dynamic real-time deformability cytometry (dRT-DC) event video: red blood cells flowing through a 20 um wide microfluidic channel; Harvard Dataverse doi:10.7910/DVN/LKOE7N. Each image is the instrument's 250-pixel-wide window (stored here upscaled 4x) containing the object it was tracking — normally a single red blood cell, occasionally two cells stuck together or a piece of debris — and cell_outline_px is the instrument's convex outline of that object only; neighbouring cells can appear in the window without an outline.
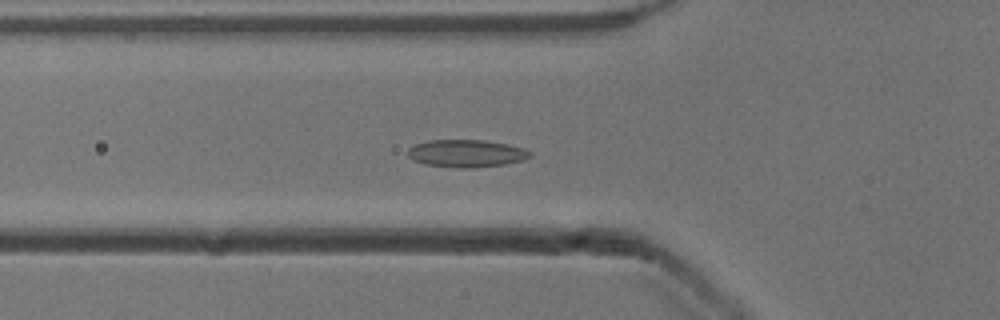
{"species": "common noctule bat (a hibernating species)", "species_latin": "Nyctalus noctula", "temperature_condition": "cold", "stored_images_in_passage": 40, "camera_frame_rate_fps": 3000, "um_per_image_px": 0.085, "animal": {"sex": "male", "body_mass_g": 13.3}, "frame": {"image": 1, "passage_image": 11, "time_ms": 3.333, "image_size_px": [1000, 320], "cell_outline_px": [[532, 156], [524, 160], [504, 164], [476, 168], [456, 168], [424, 164], [412, 160], [408, 156], [408, 148], [416, 144], [428, 140], [484, 140], [508, 144], [524, 148], [532, 152]], "centroid_in_image_um": [39.65, 13.04], "position_along_channel_um": 86.1, "area_um2": 19.83}}
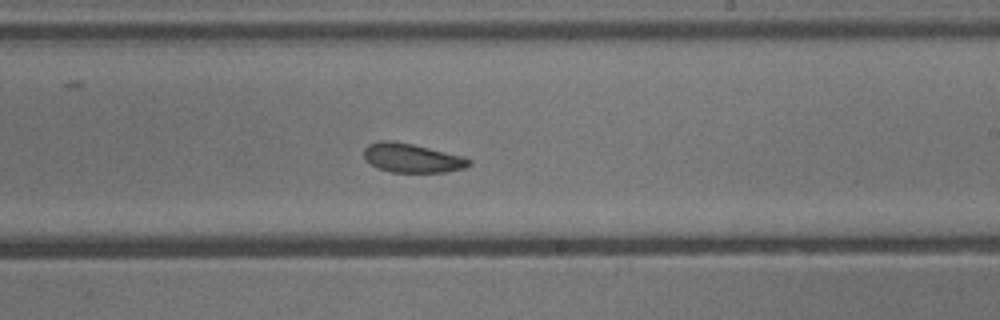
{"frame": {"image": 2, "passage_image": 24, "time_ms": 7.667, "image_size_px": [1000, 320], "cell_outline_px": [[472, 164], [464, 168], [444, 172], [392, 172], [376, 168], [364, 160], [364, 148], [368, 144], [380, 140], [392, 140], [412, 144], [464, 156], [472, 160]], "centroid_in_image_um": [35.0, 13.43], "position_along_channel_um": 254.0, "area_um2": 17.98}}
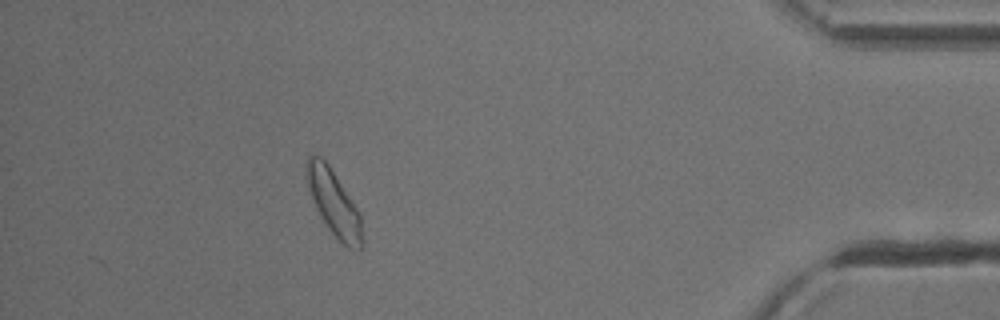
{"frame": {"image": 3, "passage_image": 40, "time_ms": 13.0, "image_size_px": [1000, 320], "cell_outline_px": [[364, 240], [360, 248], [348, 248], [328, 228], [320, 216], [312, 200], [304, 176], [304, 164], [308, 156], [320, 156], [328, 164], [360, 212]], "centroid_in_image_um": [28.35, 17.22], "position_along_channel_um": 406.9, "area_um2": 21.27}, "authors_computed_cell_mechanics": {"area_um2": 18.2937, "velocity_mm_per_s": 3.8712, "shape_relaxation_time_tau1_ms": 7.4016, "shape_relaxation_time_tau2_ms": 2.7529, "deformation_change_tau1": 0.1081, "deformation_change_tau2": 0.0891}}